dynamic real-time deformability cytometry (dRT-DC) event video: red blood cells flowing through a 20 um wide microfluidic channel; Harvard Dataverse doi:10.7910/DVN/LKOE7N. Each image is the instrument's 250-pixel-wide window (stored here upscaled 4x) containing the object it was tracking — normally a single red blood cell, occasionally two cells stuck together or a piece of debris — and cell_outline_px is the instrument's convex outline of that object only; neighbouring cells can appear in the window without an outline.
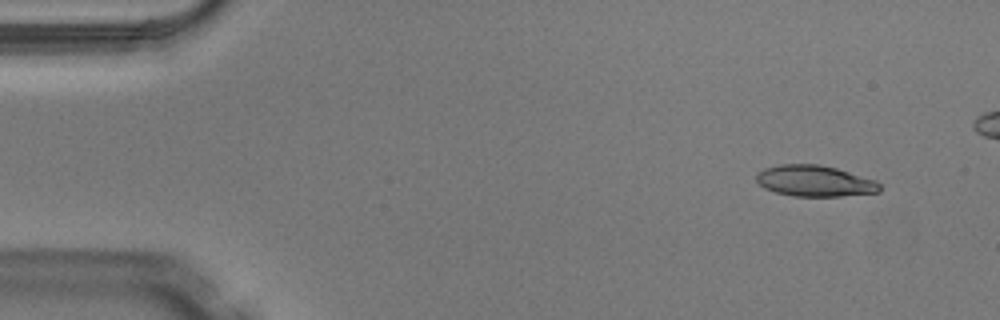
{"species": "Egyptian fruit bat (a non-hibernating species)", "species_latin": "Rousettus aegyptiacus", "temperature_condition": "warm", "stored_images_in_passage": 5, "camera_frame_rate_fps": 3000, "um_per_image_px": 0.085, "animal": {"sex": "male"}, "frame": {"image": 1, "passage_image": 1, "time_ms": 0.0, "image_size_px": [1000, 320], "cell_outline_px": [[880, 192], [840, 196], [792, 196], [776, 192], [764, 188], [756, 180], [756, 172], [764, 168], [780, 164], [820, 164], [836, 168], [876, 180], [880, 184]], "centroid_in_image_um": [69.23, 15.37], "position_along_channel_um": 15.8, "area_um2": 22.43}}